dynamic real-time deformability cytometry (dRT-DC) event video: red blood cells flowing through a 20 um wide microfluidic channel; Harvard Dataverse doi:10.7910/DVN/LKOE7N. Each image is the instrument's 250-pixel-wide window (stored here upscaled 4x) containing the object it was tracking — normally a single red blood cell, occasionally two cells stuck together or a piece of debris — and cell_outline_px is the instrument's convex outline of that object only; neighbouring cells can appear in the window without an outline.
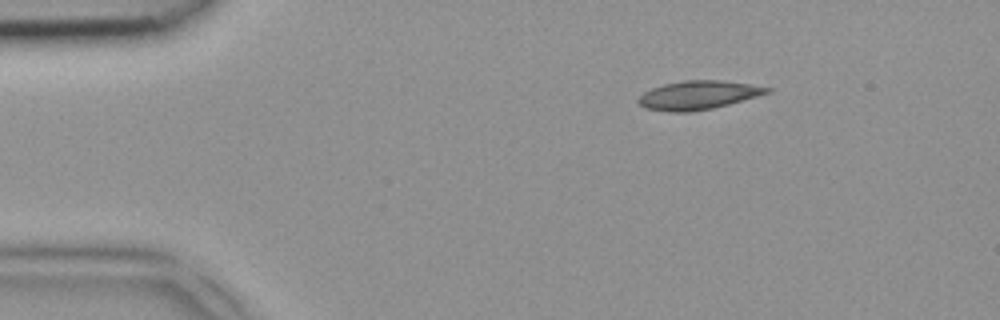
{"species": "common noctule bat (a hibernating species)", "species_latin": "Nyctalus noctula", "temperature_condition": "room temperature", "stored_images_in_passage": 6, "camera_frame_rate_fps": 3000, "um_per_image_px": 0.085, "animal": {"sex": "female", "body_mass_g": 18.4}, "frame": {"image": 1, "passage_image": 1, "time_ms": 0.0, "image_size_px": [1000, 320], "cell_outline_px": [[772, 92], [728, 104], [712, 108], [688, 112], [668, 112], [644, 108], [636, 100], [644, 92], [652, 88], [664, 84], [684, 80], [720, 80], [748, 84], [772, 88]], "centroid_in_image_um": [59.32, 8.09], "position_along_channel_um": 25.7, "area_um2": 21.39}}